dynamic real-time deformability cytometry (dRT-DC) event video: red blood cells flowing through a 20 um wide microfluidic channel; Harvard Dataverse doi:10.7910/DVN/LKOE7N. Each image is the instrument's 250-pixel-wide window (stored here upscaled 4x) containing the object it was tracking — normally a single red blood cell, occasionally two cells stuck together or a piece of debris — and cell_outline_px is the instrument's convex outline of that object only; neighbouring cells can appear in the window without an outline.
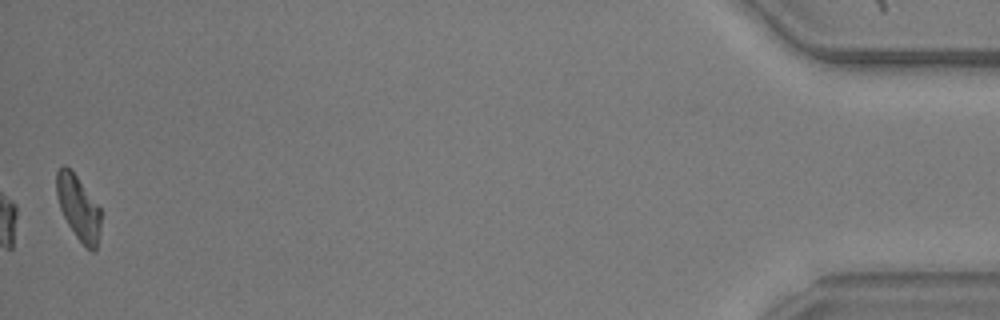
{"species": "common noctule bat (a hibernating species)", "species_latin": "Nyctalus noctula", "temperature_condition": "warm", "stored_images_in_passage": 38, "camera_frame_rate_fps": 3000, "um_per_image_px": 0.085, "animal": {"sex": "male", "body_mass_g": 20.5, "forearm_length_mm": 52.5}, "frame": {"image": 1, "passage_image": 38, "time_ms": 12.333, "image_size_px": [1000, 320], "cell_outline_px": [[100, 228], [96, 248], [92, 252], [76, 236], [68, 224], [60, 208], [56, 196], [56, 172], [64, 164], [76, 176], [100, 208]], "centroid_in_image_um": [6.64, 17.65], "position_along_channel_um": 428.6, "area_um2": 16.18}}